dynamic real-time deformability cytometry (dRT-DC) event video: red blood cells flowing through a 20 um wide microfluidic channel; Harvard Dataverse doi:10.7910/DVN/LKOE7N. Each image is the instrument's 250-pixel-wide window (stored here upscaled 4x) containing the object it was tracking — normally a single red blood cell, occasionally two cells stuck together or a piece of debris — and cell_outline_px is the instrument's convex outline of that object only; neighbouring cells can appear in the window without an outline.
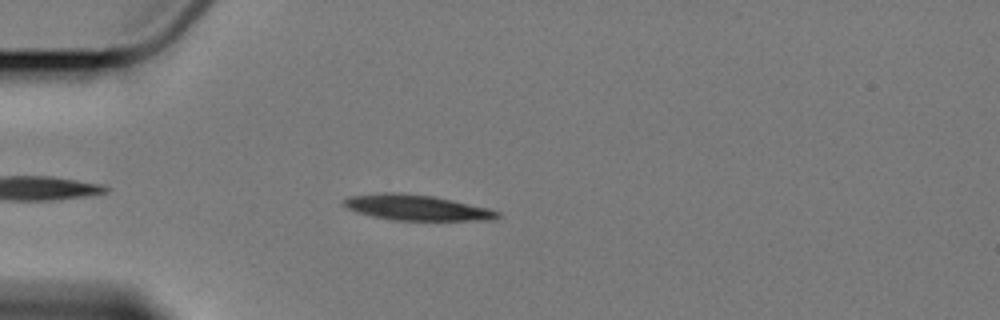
{"species": "Egyptian fruit bat (a non-hibernating species)", "species_latin": "Rousettus aegyptiacus", "temperature_condition": "cold", "stored_images_in_passage": 8, "camera_frame_rate_fps": 3000, "um_per_image_px": 0.085, "animal": {"sex": "female"}, "frame": {"image": 1, "passage_image": 5, "time_ms": 4.667, "image_size_px": [1000, 320], "cell_outline_px": [[500, 216], [488, 220], [392, 220], [372, 216], [356, 212], [348, 208], [344, 204], [344, 200], [352, 196], [384, 192], [388, 192], [432, 196], [488, 208], [500, 212]], "centroid_in_image_um": [35.41, 17.65], "position_along_channel_um": 49.6, "area_um2": 22.37}}
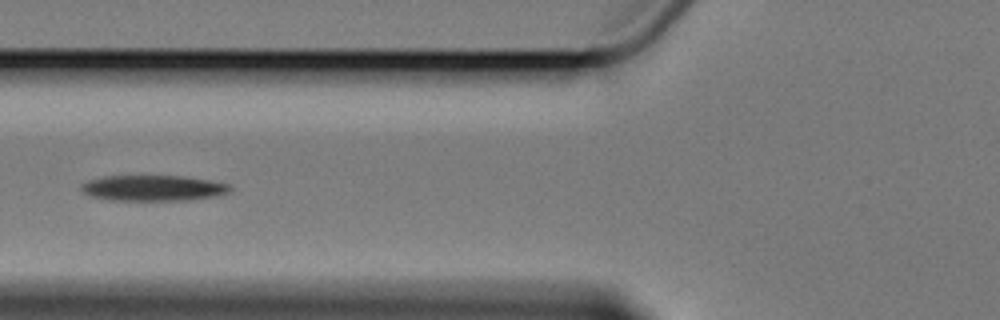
{"frame": {"image": 2, "passage_image": 7, "time_ms": 7.0, "image_size_px": [1000, 320], "cell_outline_px": [[232, 188], [228, 192], [216, 196], [192, 200], [112, 200], [92, 196], [80, 192], [80, 184], [88, 180], [104, 176], [184, 176], [232, 184]], "centroid_in_image_um": [13.02, 15.98], "position_along_channel_um": 112.8, "area_um2": 22.43}}
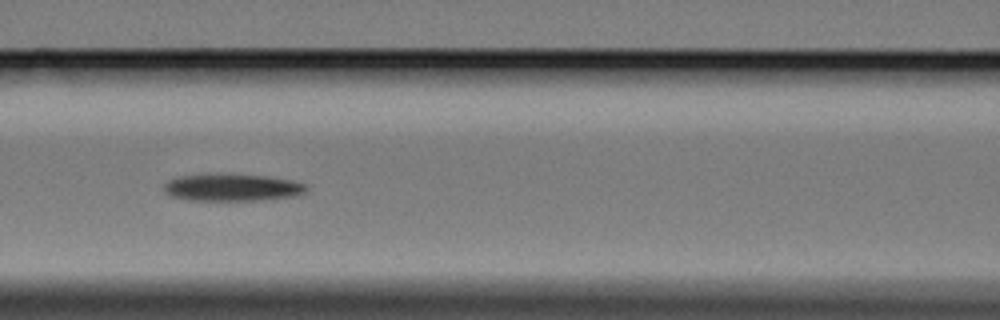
{"frame": {"image": 3, "passage_image": 8, "time_ms": 8.0, "image_size_px": [1000, 320], "cell_outline_px": [[308, 188], [304, 192], [292, 196], [260, 200], [188, 200], [168, 196], [164, 192], [164, 184], [168, 180], [184, 176], [224, 172], [268, 176], [288, 180], [304, 184]], "centroid_in_image_um": [19.67, 15.92], "position_along_channel_um": 146.9, "area_um2": 22.77}}